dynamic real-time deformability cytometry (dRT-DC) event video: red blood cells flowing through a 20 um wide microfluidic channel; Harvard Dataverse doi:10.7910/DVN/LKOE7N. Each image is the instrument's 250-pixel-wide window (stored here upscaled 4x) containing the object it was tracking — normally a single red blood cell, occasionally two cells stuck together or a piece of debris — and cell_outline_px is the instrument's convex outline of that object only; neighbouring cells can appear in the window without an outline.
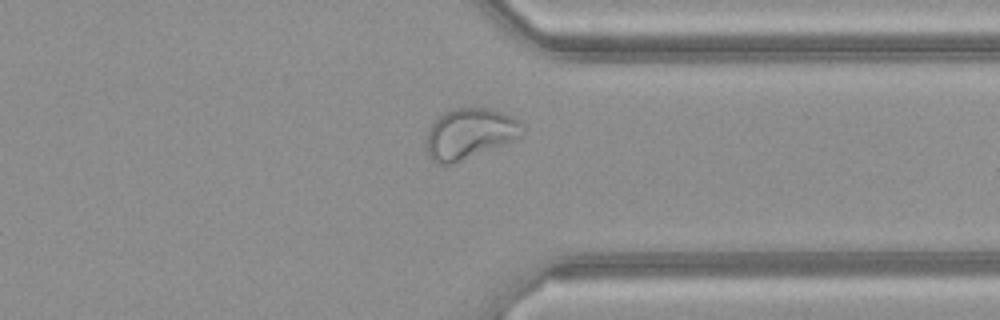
{"species": "common noctule bat (a hibernating species)", "species_latin": "Nyctalus noctula", "temperature_condition": "warm", "stored_images_in_passage": 41, "camera_frame_rate_fps": 3000, "um_per_image_px": 0.085, "animal": {"sex": "female", "body_mass_g": 21.9}, "frame": {"image": 1, "passage_image": 30, "time_ms": 9.667, "image_size_px": [1000, 320], "cell_outline_px": [[524, 132], [520, 136], [512, 140], [452, 164], [436, 164], [428, 156], [424, 148], [428, 132], [432, 124], [444, 112], [456, 108], [488, 108], [512, 116], [520, 120]], "centroid_in_image_um": [39.88, 11.36], "position_along_channel_um": 371.5, "area_um2": 27.98}, "authors_computed_cell_mechanics": {"area_um2": 29.9982, "velocity_mm_per_s": 4.1699, "shape_relaxation_time_tau1_ms": null, "shape_relaxation_time_tau2_ms": 1.1388, "deformation_change_tau1": null, "deformation_change_tau2": 0.0798}}